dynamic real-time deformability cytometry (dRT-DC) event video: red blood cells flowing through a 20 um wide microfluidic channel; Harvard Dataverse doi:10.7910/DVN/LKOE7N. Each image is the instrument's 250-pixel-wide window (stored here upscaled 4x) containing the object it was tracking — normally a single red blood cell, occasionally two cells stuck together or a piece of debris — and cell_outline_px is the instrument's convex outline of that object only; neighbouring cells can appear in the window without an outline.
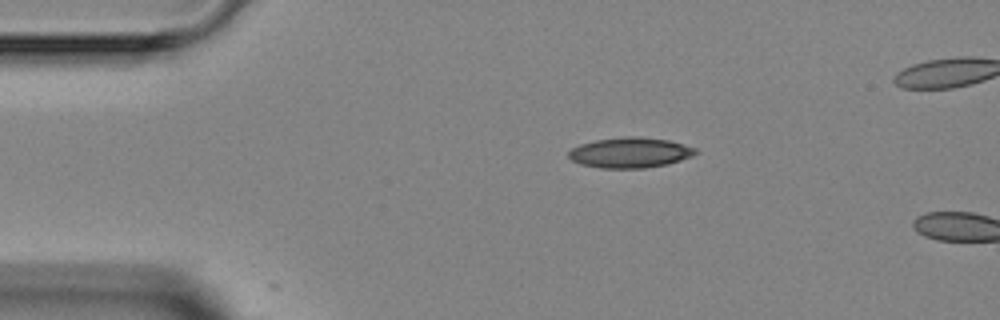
{"species": "Egyptian fruit bat (a non-hibernating species)", "species_latin": "Rousettus aegyptiacus", "temperature_condition": "room temperature", "stored_images_in_passage": 2, "camera_frame_rate_fps": 3000, "um_per_image_px": 0.085, "animal": {"sex": "female"}, "frame": {"image": 1, "passage_image": 1, "time_ms": 0.0, "image_size_px": [1000, 320], "cell_outline_px": [[700, 152], [692, 156], [668, 164], [644, 168], [600, 168], [580, 164], [572, 160], [568, 156], [568, 152], [572, 148], [580, 144], [596, 140], [624, 136], [640, 136], [668, 140], [696, 148]], "centroid_in_image_um": [53.56, 12.97], "position_along_channel_um": 31.4, "area_um2": 22.54}}